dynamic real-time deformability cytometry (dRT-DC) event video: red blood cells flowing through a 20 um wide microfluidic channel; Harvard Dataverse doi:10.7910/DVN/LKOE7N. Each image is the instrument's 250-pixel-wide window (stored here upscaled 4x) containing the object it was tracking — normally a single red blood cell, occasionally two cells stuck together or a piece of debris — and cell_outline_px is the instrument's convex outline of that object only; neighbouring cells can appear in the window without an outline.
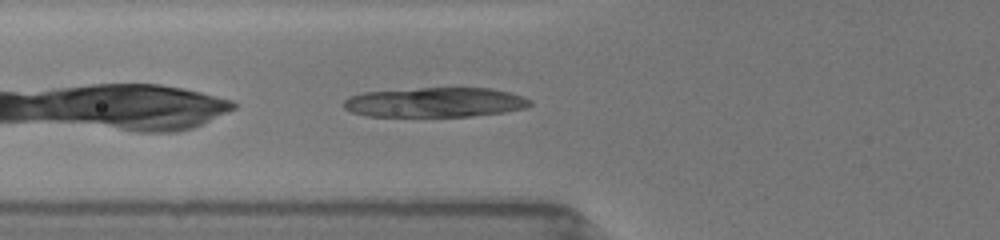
{"species": "common noctule bat (a hibernating species)", "species_latin": "Nyctalus noctula", "temperature_condition": "room temperature", "stored_images_in_passage": 12, "camera_frame_rate_fps": 3000, "um_per_image_px": 0.085, "animal": {"sex": "female", "body_mass_g": 19.5, "forearm_length_mm": 54.1}, "frame": {"image": 1, "passage_image": 2, "time_ms": 0.333, "image_size_px": [1000, 240], "cell_outline_px": [[532, 104], [524, 108], [504, 112], [472, 116], [368, 116], [352, 112], [344, 108], [344, 100], [348, 96], [364, 92], [420, 88], [492, 88], [524, 96], [532, 100]], "centroid_in_image_um": [37.0, 8.69], "position_along_channel_um": 88.8, "area_um2": 32.25}}
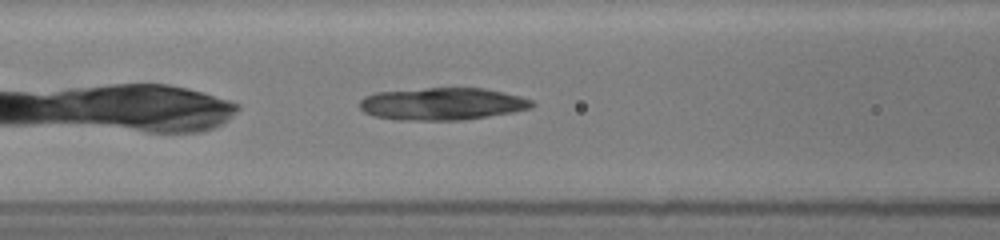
{"frame": {"image": 2, "passage_image": 5, "time_ms": 1.333, "image_size_px": [1000, 240], "cell_outline_px": [[536, 104], [532, 108], [512, 112], [464, 120], [396, 120], [376, 116], [364, 112], [360, 108], [360, 100], [364, 96], [372, 92], [424, 88], [484, 88], [504, 92], [520, 96], [532, 100]], "centroid_in_image_um": [37.59, 8.82], "position_along_channel_um": 129.0, "area_um2": 32.71}}
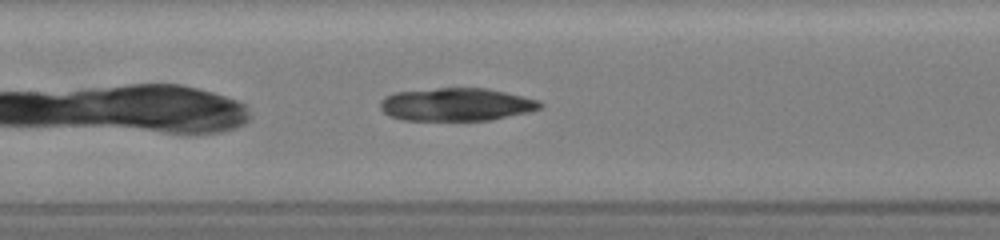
{"frame": {"image": 3, "passage_image": 8, "time_ms": 2.333, "image_size_px": [1000, 240], "cell_outline_px": [[544, 104], [540, 108], [528, 112], [492, 120], [400, 120], [388, 116], [380, 108], [380, 100], [384, 96], [392, 92], [436, 88], [488, 88], [540, 100]], "centroid_in_image_um": [38.76, 8.87], "position_along_channel_um": 168.6, "area_um2": 31.04}}